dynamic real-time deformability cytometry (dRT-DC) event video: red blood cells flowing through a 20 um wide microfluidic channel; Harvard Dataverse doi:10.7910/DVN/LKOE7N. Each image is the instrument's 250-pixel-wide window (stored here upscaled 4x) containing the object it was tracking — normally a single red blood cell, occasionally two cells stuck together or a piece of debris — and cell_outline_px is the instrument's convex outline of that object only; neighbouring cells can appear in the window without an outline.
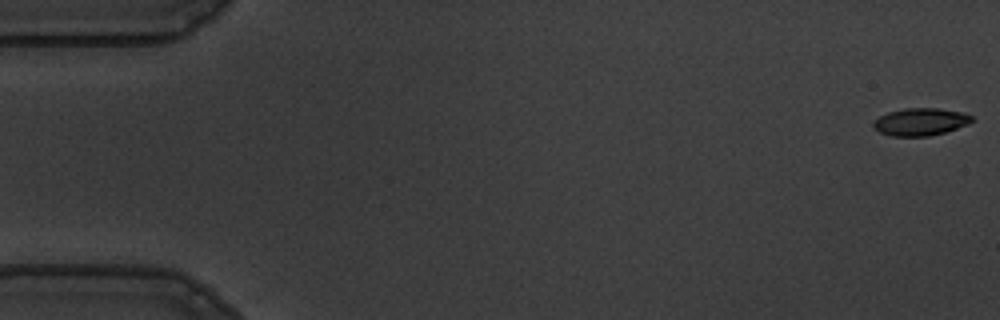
{"species": "common noctule bat (a hibernating species)", "species_latin": "Nyctalus noctula", "temperature_condition": "warm", "stored_images_in_passage": 53, "camera_frame_rate_fps": 3000, "um_per_image_px": 0.085, "animal": {"sex": "male", "body_mass_g": 19.5, "forearm_length_mm": 54.6}, "frame": {"image": 1, "passage_image": 1, "time_ms": 0.0, "image_size_px": [1000, 320], "cell_outline_px": [[972, 120], [968, 124], [944, 132], [928, 136], [892, 136], [880, 132], [872, 128], [872, 124], [880, 116], [888, 112], [904, 108], [940, 108], [960, 112], [972, 116]], "centroid_in_image_um": [78.2, 10.35], "position_along_channel_um": 6.8, "area_um2": 15.61}}
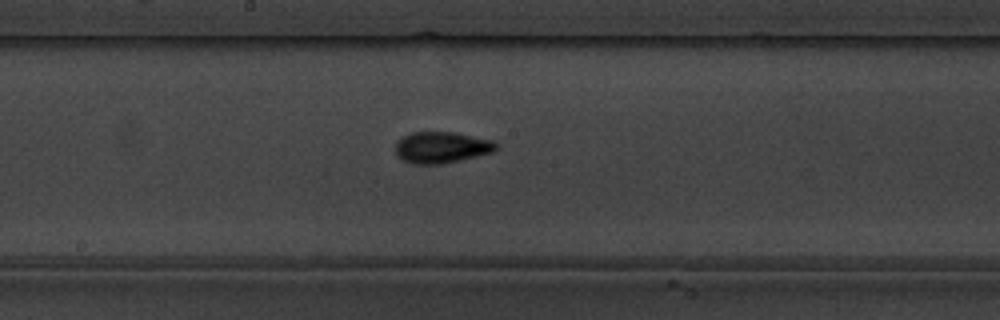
{"frame": {"image": 2, "passage_image": 30, "time_ms": 9.667, "image_size_px": [1000, 320], "cell_outline_px": [[500, 148], [492, 152], [460, 160], [440, 164], [412, 164], [396, 156], [396, 140], [400, 136], [412, 132], [452, 132], [492, 140]], "centroid_in_image_um": [37.49, 12.52], "position_along_channel_um": 210.7, "area_um2": 18.44}}
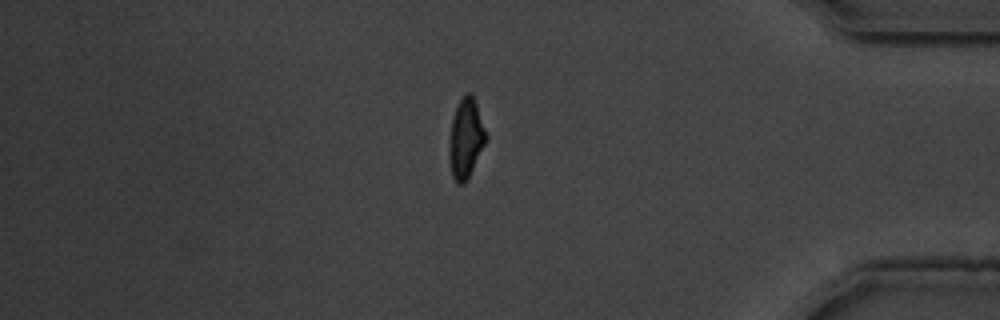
{"frame": {"image": 3, "passage_image": 48, "time_ms": 15.667, "image_size_px": [1000, 320], "cell_outline_px": [[488, 136], [468, 180], [464, 184], [456, 184], [452, 176], [448, 152], [448, 148], [452, 120], [456, 108], [460, 100], [468, 92], [472, 92]], "centroid_in_image_um": [39.6, 11.8], "position_along_channel_um": 395.6, "area_um2": 17.11}, "authors_computed_cell_mechanics": {"area_um2": 17.1088, "velocity_mm_per_s": 3.599, "shape_relaxation_time_tau1_ms": 3.0296, "shape_relaxation_time_tau2_ms": 1.9931, "deformation_change_tau1": 0.1642, "deformation_change_tau2": 0.0558}}